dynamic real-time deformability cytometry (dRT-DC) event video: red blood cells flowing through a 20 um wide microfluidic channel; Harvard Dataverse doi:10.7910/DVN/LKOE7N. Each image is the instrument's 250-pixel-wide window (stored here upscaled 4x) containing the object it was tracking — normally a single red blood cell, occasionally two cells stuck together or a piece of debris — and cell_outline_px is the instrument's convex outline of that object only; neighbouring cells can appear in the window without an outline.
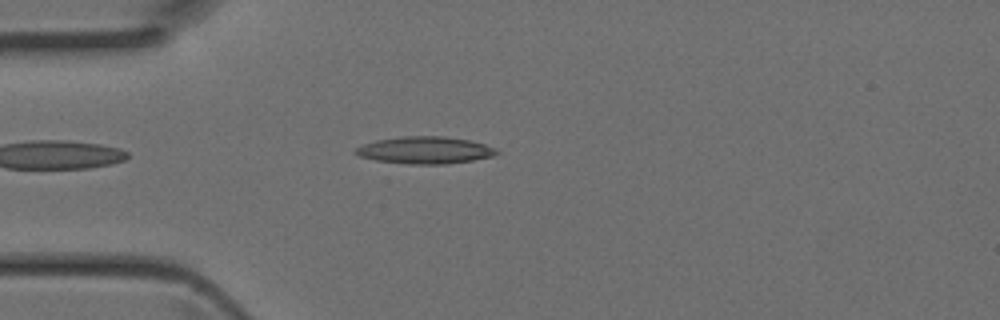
{"species": "Egyptian fruit bat (a non-hibernating species)", "species_latin": "Rousettus aegyptiacus", "temperature_condition": "room temperature", "stored_images_in_passage": 33, "camera_frame_rate_fps": 3000, "um_per_image_px": 0.085, "animal": {"sex": "female"}, "frame": {"image": 1, "passage_image": 1, "time_ms": 0.0, "image_size_px": [1000, 320], "cell_outline_px": [[500, 152], [492, 156], [472, 160], [444, 164], [408, 164], [376, 160], [360, 156], [352, 152], [356, 148], [364, 144], [376, 140], [404, 136], [444, 136], [468, 140], [484, 144]], "centroid_in_image_um": [36.09, 12.76], "position_along_channel_um": 48.9, "area_um2": 22.02}}
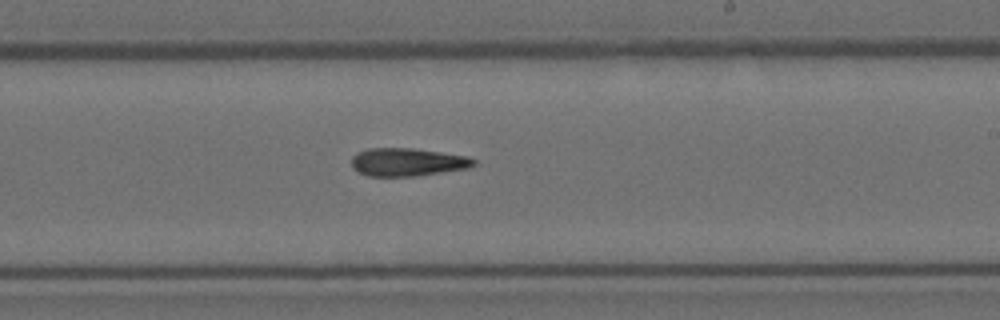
{"frame": {"image": 2, "passage_image": 15, "time_ms": 4.667, "image_size_px": [1000, 320], "cell_outline_px": [[476, 164], [468, 168], [412, 176], [368, 176], [352, 168], [352, 156], [356, 152], [368, 148], [412, 148], [468, 156], [476, 160]], "centroid_in_image_um": [34.61, 13.77], "position_along_channel_um": 254.4, "area_um2": 19.88}}
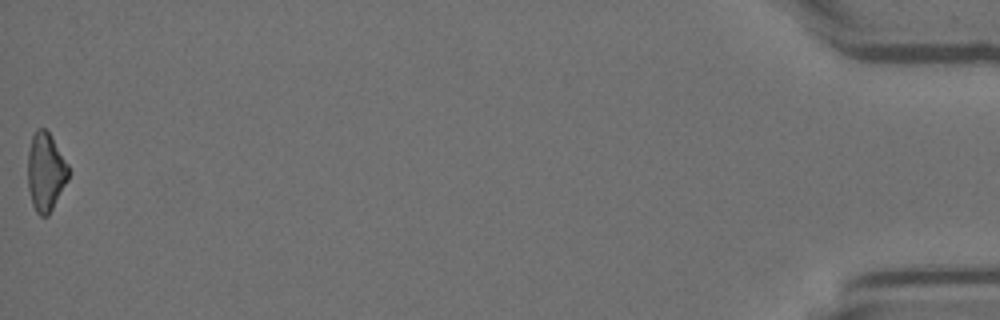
{"frame": {"image": 3, "passage_image": 33, "time_ms": 10.667, "image_size_px": [1000, 320], "cell_outline_px": [[68, 180], [48, 216], [40, 216], [36, 212], [32, 204], [28, 188], [28, 152], [32, 136], [36, 128], [44, 128], [48, 132], [68, 164]], "centroid_in_image_um": [3.87, 14.63], "position_along_channel_um": 431.3, "area_um2": 18.44}}